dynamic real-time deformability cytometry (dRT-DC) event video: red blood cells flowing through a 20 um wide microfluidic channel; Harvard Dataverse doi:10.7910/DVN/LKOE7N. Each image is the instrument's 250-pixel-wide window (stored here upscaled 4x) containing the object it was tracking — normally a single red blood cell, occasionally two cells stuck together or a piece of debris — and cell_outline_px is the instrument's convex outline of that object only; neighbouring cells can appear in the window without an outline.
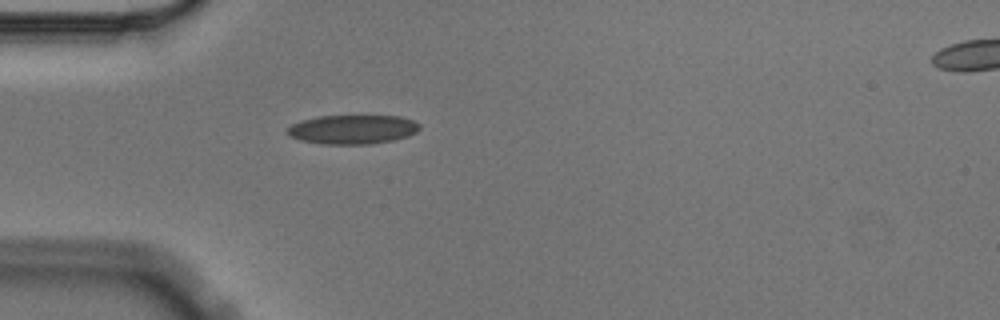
{"species": "Egyptian fruit bat (a non-hibernating species)", "species_latin": "Rousettus aegyptiacus", "temperature_condition": "cold", "stored_images_in_passage": 4, "segment_of_instrument_passage": [1, 2], "camera_frame_rate_fps": 3000, "um_per_image_px": 0.085, "animal": {"sex": "male"}, "frame": {"image": 1, "passage_image": 3, "time_ms": 0.667, "image_size_px": [1000, 320], "cell_outline_px": [[420, 128], [416, 132], [408, 136], [392, 140], [368, 144], [320, 144], [300, 140], [292, 136], [288, 132], [288, 128], [292, 124], [300, 120], [320, 116], [400, 116], [412, 120], [420, 124]], "centroid_in_image_um": [29.98, 11.0], "position_along_channel_um": 55.0, "area_um2": 22.31}}